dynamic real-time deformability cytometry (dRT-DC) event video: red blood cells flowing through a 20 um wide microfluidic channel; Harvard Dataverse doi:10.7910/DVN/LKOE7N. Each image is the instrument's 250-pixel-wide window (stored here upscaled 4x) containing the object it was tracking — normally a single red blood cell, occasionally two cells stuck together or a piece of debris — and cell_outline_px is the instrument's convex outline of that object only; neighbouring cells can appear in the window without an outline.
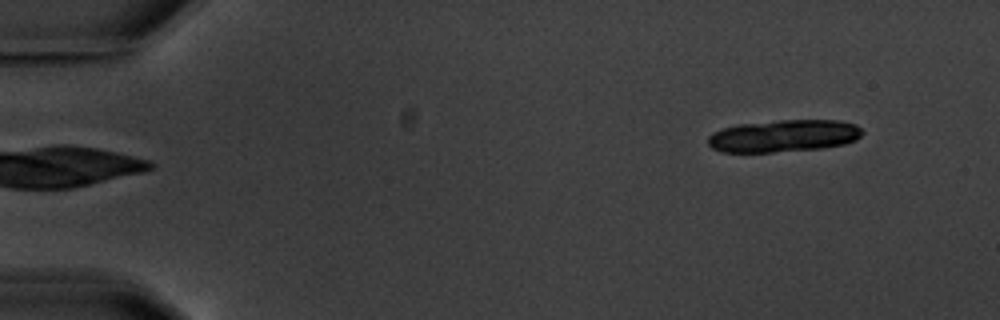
{"species": "common noctule bat (a hibernating species)", "species_latin": "Nyctalus noctula", "temperature_condition": "warm", "stored_images_in_passage": 2, "camera_frame_rate_fps": 3000, "um_per_image_px": 0.085, "animal": {"sex": "male", "body_mass_g": 20.1, "forearm_length_mm": 53.5}, "frame": {"image": 1, "passage_image": 2, "time_ms": 1.333, "image_size_px": [1000, 320], "cell_outline_px": [[864, 132], [856, 140], [844, 144], [820, 148], [772, 152], [720, 152], [712, 148], [708, 144], [708, 136], [712, 132], [720, 128], [740, 124], [780, 120], [840, 120], [856, 124]], "centroid_in_image_um": [66.59, 11.54], "position_along_channel_um": 18.4, "area_um2": 29.13}}